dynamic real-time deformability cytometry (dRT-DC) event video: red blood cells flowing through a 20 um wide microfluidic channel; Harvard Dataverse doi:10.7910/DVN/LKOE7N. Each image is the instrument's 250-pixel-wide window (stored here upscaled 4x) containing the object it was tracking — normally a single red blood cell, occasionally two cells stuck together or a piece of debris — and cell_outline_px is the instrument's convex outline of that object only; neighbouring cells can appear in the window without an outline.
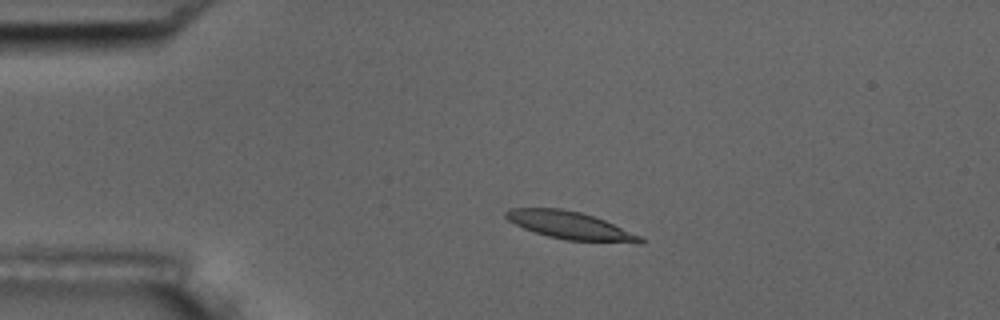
{"species": "common noctule bat (a hibernating species)", "species_latin": "Nyctalus noctula", "temperature_condition": "room temperature", "stored_images_in_passage": 5, "camera_frame_rate_fps": 3000, "um_per_image_px": 0.085, "animal": {"sex": "male", "body_mass_g": 17.5, "forearm_length_mm": 52.3}, "frame": {"image": 1, "passage_image": 3, "time_ms": 2.333, "image_size_px": [1000, 320], "cell_outline_px": [[644, 240], [640, 244], [568, 240], [548, 236], [524, 228], [508, 220], [504, 216], [504, 212], [508, 208], [560, 208], [580, 212], [604, 220], [644, 236]], "centroid_in_image_um": [48.53, 19.17], "position_along_channel_um": 36.5, "area_um2": 21.79}}